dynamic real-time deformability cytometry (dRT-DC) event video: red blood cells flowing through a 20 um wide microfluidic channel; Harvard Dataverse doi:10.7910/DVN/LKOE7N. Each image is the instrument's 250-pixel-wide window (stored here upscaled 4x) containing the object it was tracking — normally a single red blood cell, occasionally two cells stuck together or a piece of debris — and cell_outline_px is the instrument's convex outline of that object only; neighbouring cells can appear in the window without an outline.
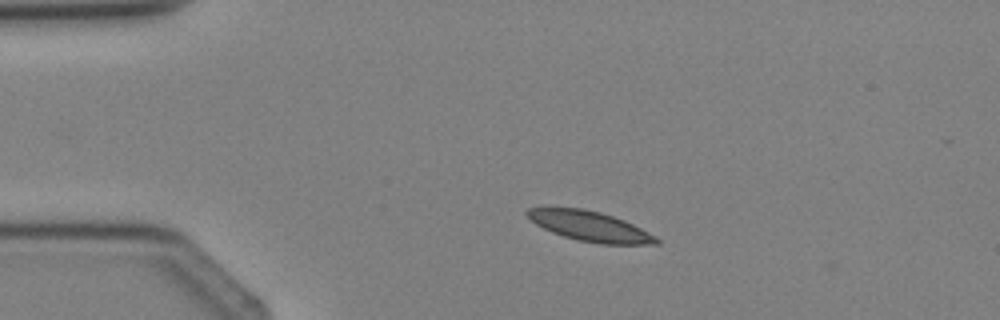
{"species": "Egyptian fruit bat (a non-hibernating species)", "species_latin": "Rousettus aegyptiacus", "temperature_condition": "cold", "stored_images_in_passage": 2, "camera_frame_rate_fps": 3000, "um_per_image_px": 0.085, "animal": {"sex": "female"}, "frame": {"image": 1, "passage_image": 1, "time_ms": 0.0, "image_size_px": [1000, 320], "cell_outline_px": [[660, 244], [600, 244], [576, 240], [552, 232], [536, 224], [524, 212], [528, 208], [548, 204], [584, 208], [600, 212], [624, 220], [656, 236], [660, 240]], "centroid_in_image_um": [50.05, 19.18], "position_along_channel_um": 34.9, "area_um2": 23.18}}